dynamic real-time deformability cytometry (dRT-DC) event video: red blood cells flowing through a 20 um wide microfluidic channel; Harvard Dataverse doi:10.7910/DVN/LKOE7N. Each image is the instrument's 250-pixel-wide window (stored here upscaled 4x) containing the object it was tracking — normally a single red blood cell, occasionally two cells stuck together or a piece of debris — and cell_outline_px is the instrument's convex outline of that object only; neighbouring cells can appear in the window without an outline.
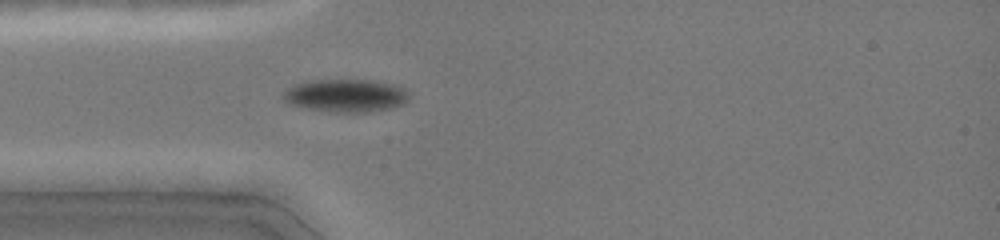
{"species": "common noctule bat (a hibernating species)", "species_latin": "Nyctalus noctula", "temperature_condition": "cold", "stored_images_in_passage": 31, "camera_frame_rate_fps": 3000, "um_per_image_px": 0.085, "animal": {"sex": "female", "body_mass_g": 19.0, "forearm_length_mm": 51.5}, "frame": {"image": 1, "passage_image": 2, "time_ms": 0.333, "image_size_px": [1000, 240], "cell_outline_px": [[408, 100], [404, 104], [392, 108], [368, 112], [332, 112], [304, 108], [288, 104], [284, 100], [284, 92], [288, 88], [296, 84], [308, 80], [372, 80], [392, 84], [404, 88], [408, 96]], "centroid_in_image_um": [29.38, 8.13], "position_along_channel_um": 55.6, "area_um2": 24.16}}
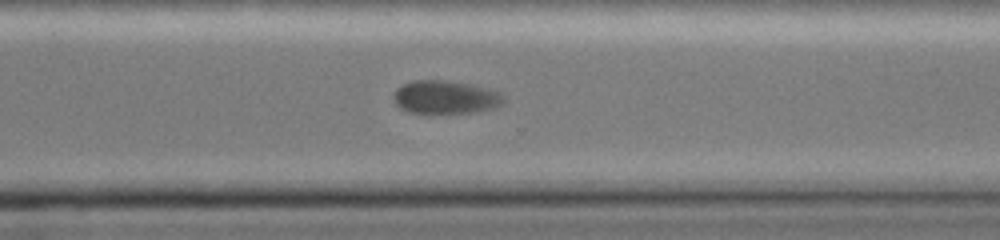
{"frame": {"image": 2, "passage_image": 23, "time_ms": 7.333, "image_size_px": [1000, 240], "cell_outline_px": [[504, 100], [500, 104], [492, 108], [476, 112], [408, 112], [400, 108], [396, 104], [396, 88], [412, 80], [448, 80], [472, 84], [488, 88], [500, 92], [504, 96]], "centroid_in_image_um": [37.89, 8.23], "position_along_channel_um": 332.7, "area_um2": 21.04}}
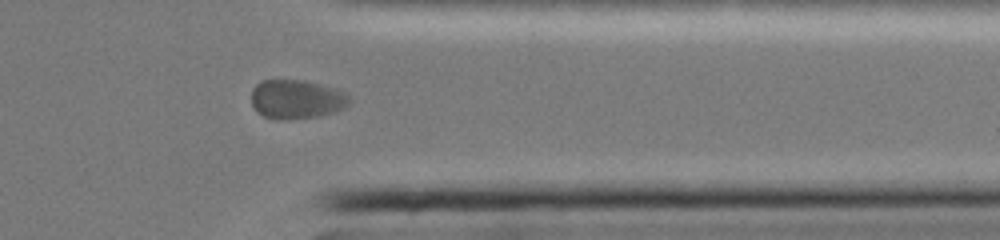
{"frame": {"image": 3, "passage_image": 27, "time_ms": 8.667, "image_size_px": [1000, 240], "cell_outline_px": [[352, 100], [344, 108], [336, 112], [320, 116], [284, 120], [276, 120], [264, 116], [256, 112], [252, 104], [252, 88], [260, 80], [304, 80], [324, 84], [348, 92]], "centroid_in_image_um": [25.24, 8.43], "position_along_channel_um": 386.2, "area_um2": 22.95}}